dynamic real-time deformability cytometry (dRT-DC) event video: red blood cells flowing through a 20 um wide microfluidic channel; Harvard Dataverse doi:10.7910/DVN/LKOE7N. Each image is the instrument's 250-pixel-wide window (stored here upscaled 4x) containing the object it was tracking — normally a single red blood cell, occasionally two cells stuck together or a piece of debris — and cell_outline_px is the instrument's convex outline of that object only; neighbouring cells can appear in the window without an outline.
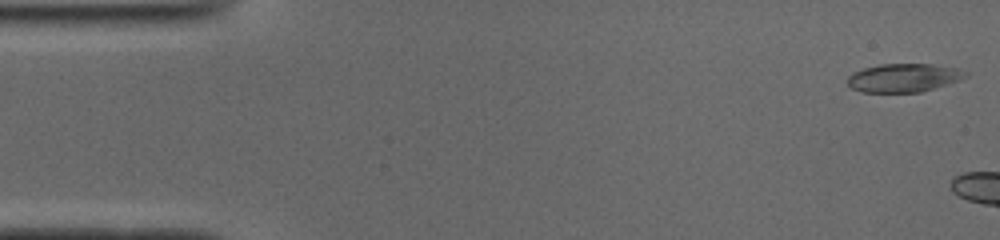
{"species": "common noctule bat (a hibernating species)", "species_latin": "Nyctalus noctula", "temperature_condition": "cold", "stored_images_in_passage": 4, "camera_frame_rate_fps": 3000, "um_per_image_px": 0.085, "animal": {"sex": "male", "body_mass_g": 19.0, "forearm_length_mm": 50.8}, "frame": {"image": 1, "passage_image": 1, "time_ms": 0.0, "image_size_px": [1000, 240], "cell_outline_px": [[968, 76], [960, 80], [948, 84], [920, 92], [860, 92], [852, 88], [848, 84], [848, 76], [864, 68], [880, 64], [928, 64], [956, 68], [968, 72]], "centroid_in_image_um": [76.83, 6.62], "position_along_channel_um": 8.2, "area_um2": 19.42}}